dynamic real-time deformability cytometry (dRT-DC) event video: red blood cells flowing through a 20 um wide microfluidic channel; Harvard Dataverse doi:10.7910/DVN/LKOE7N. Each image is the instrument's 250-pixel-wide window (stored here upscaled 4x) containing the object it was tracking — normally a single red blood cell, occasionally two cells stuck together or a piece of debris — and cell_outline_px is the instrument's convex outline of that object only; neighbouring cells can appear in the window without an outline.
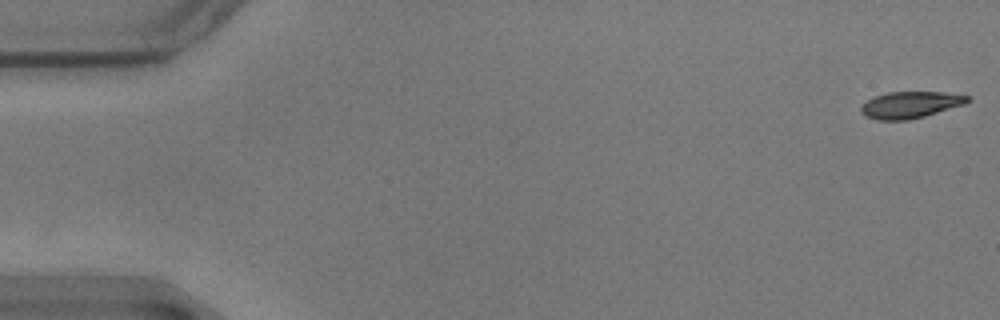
{"species": "common noctule bat (a hibernating species)", "species_latin": "Nyctalus noctula", "temperature_condition": "warm", "stored_images_in_passage": 56, "camera_frame_rate_fps": 3000, "um_per_image_px": 0.085, "animal": {"sex": "male", "body_mass_g": 17.9}, "frame": {"image": 1, "passage_image": 1, "time_ms": 0.0, "image_size_px": [1000, 320], "cell_outline_px": [[968, 100], [964, 104], [924, 116], [908, 120], [876, 120], [864, 116], [860, 112], [860, 108], [868, 100], [876, 96], [888, 92], [944, 92], [968, 96]], "centroid_in_image_um": [77.33, 8.92], "position_along_channel_um": 7.7, "area_um2": 16.3}}
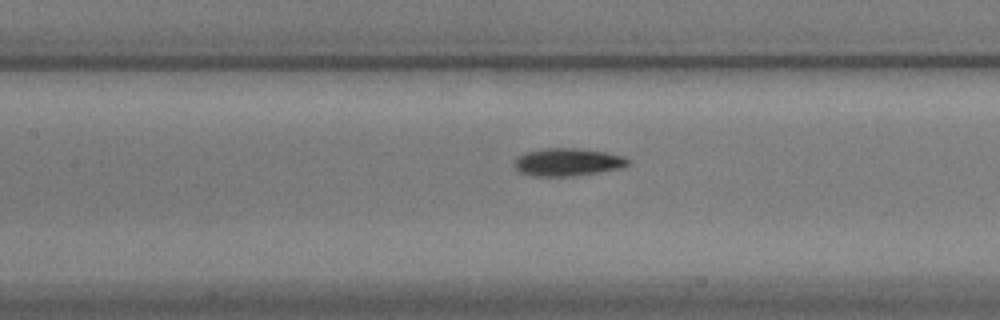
{"frame": {"image": 2, "passage_image": 26, "time_ms": 8.333, "image_size_px": [1000, 320], "cell_outline_px": [[632, 164], [624, 168], [572, 176], [528, 176], [520, 172], [512, 164], [516, 156], [524, 152], [540, 148], [576, 148], [604, 152], [624, 156], [632, 160]], "centroid_in_image_um": [48.24, 13.77], "position_along_channel_um": 159.2, "area_um2": 18.84}}
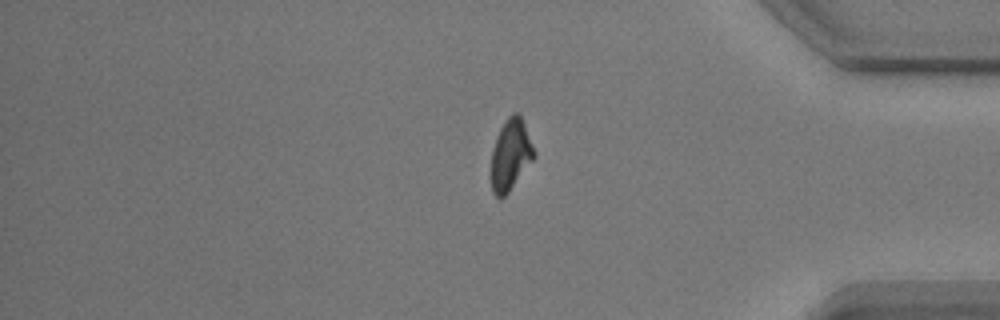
{"frame": {"image": 3, "passage_image": 48, "time_ms": 15.667, "image_size_px": [1000, 320], "cell_outline_px": [[536, 156], [508, 192], [500, 200], [492, 192], [488, 176], [492, 148], [496, 136], [504, 120], [512, 112], [520, 112], [536, 152]], "centroid_in_image_um": [43.35, 13.15], "position_along_channel_um": 391.8, "area_um2": 18.55}}